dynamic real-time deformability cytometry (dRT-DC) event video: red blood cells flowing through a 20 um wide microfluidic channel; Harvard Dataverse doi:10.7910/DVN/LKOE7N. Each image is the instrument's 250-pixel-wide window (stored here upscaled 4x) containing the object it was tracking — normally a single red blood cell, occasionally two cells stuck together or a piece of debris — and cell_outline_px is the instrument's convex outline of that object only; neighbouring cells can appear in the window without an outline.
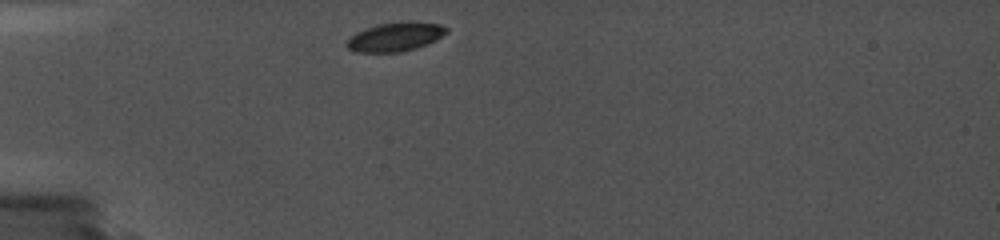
{"species": "common noctule bat (a hibernating species)", "species_latin": "Nyctalus noctula", "temperature_condition": "cold", "stored_images_in_passage": 43, "camera_frame_rate_fps": 5000, "um_per_image_px": 0.085, "animal": {"sex": "female", "body_mass_g": 19.0, "forearm_length_mm": 56.7}, "frame": {"image": 1, "passage_image": 1, "time_ms": 0.0, "image_size_px": [1000, 240], "cell_outline_px": [[448, 32], [436, 40], [412, 48], [396, 52], [356, 52], [348, 48], [344, 44], [356, 32], [376, 24], [408, 20], [440, 24], [448, 28]], "centroid_in_image_um": [33.59, 3.1], "position_along_channel_um": 51.4, "area_um2": 16.76}}
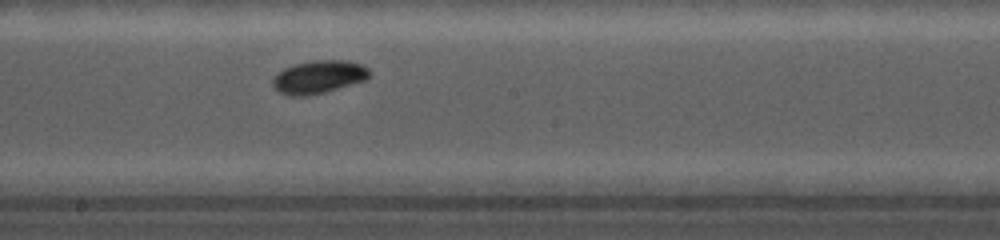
{"frame": {"image": 2, "passage_image": 18, "time_ms": 5.2, "image_size_px": [1000, 240], "cell_outline_px": [[372, 76], [368, 80], [324, 92], [308, 96], [288, 96], [280, 92], [272, 84], [272, 80], [276, 72], [292, 64], [316, 60], [348, 60], [360, 64], [368, 68], [372, 72]], "centroid_in_image_um": [27.12, 6.53], "position_along_channel_um": 221.1, "area_um2": 18.96}}
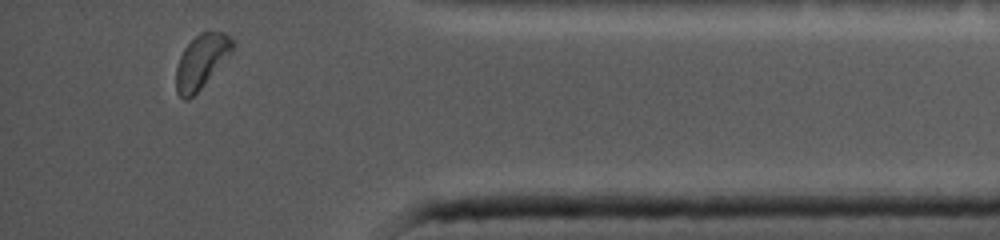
{"frame": {"image": 3, "passage_image": 41, "time_ms": 10.8, "image_size_px": [1000, 240], "cell_outline_px": [[236, 44], [232, 52], [200, 88], [188, 100], [184, 100], [176, 92], [176, 68], [180, 56], [184, 48], [200, 32], [208, 28], [224, 32], [236, 40]], "centroid_in_image_um": [17.15, 5.14], "position_along_channel_um": 418.0, "area_um2": 17.92}, "authors_computed_cell_mechanics": {"area_um2": 17.8024, "velocity_mm_per_s": 3.6901, "shape_relaxation_time_tau1_ms": null, "shape_relaxation_time_tau2_ms": 8.8103, "deformation_change_tau1": null, "deformation_change_tau2": 0.0811}}